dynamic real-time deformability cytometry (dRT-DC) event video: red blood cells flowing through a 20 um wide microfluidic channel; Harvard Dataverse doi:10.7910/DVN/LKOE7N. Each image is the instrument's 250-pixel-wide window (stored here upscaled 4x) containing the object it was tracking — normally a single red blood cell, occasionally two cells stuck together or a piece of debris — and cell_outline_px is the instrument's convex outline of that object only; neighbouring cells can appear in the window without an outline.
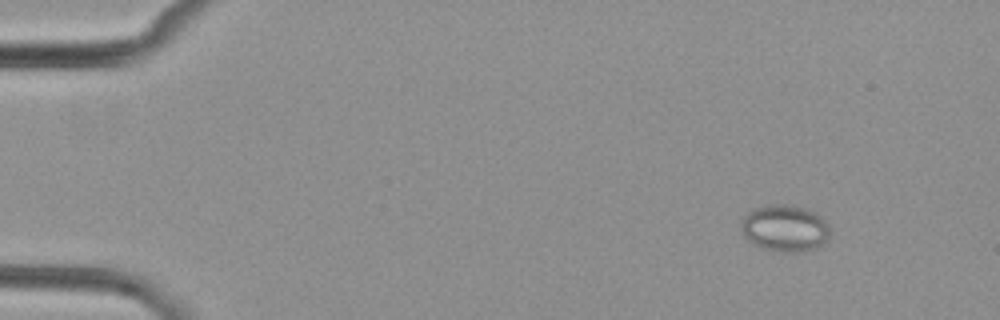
{"species": "common noctule bat (a hibernating species)", "species_latin": "Nyctalus noctula", "temperature_condition": "cold", "stored_images_in_passage": 4, "camera_frame_rate_fps": 3000, "um_per_image_px": 0.085, "animal": {"sex": "female", "body_mass_g": 29.2, "forearm_length_mm": 56.3}, "frame": {"image": 1, "passage_image": 1, "time_ms": 0.0, "image_size_px": [1000, 320], "cell_outline_px": [[828, 240], [816, 248], [804, 252], [784, 252], [764, 248], [748, 240], [744, 236], [744, 216], [752, 208], [776, 204], [784, 204], [804, 208], [816, 212], [828, 224]], "centroid_in_image_um": [66.76, 19.4], "position_along_channel_um": 18.2, "area_um2": 23.81}}
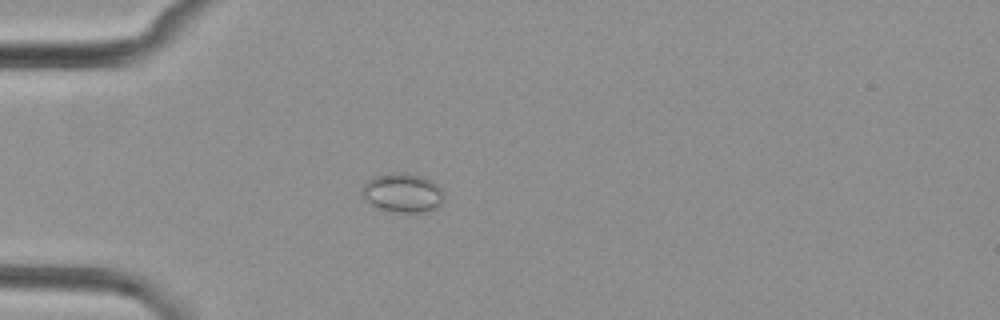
{"frame": {"image": 2, "passage_image": 3, "time_ms": 3.333, "image_size_px": [1000, 320], "cell_outline_px": [[444, 200], [432, 212], [416, 216], [392, 212], [380, 208], [372, 204], [360, 196], [360, 188], [372, 176], [392, 172], [404, 172], [420, 176], [432, 180], [444, 192]], "centroid_in_image_um": [34.24, 16.44], "position_along_channel_um": 50.8, "area_um2": 19.65}}